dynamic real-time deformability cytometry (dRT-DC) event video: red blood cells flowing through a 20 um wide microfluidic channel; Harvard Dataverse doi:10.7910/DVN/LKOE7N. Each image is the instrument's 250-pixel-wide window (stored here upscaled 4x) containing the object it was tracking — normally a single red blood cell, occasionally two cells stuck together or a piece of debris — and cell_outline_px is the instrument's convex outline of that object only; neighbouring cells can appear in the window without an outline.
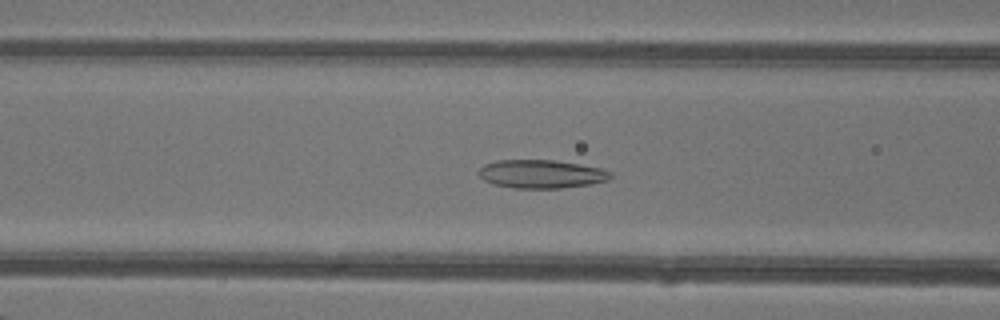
{"species": "common noctule bat (a hibernating species)", "species_latin": "Nyctalus noctula", "temperature_condition": "warm", "stored_images_in_passage": 48, "camera_frame_rate_fps": 3000, "um_per_image_px": 0.085, "animal": {"sex": "female"}, "frame": {"image": 1, "passage_image": 20, "time_ms": 6.333, "image_size_px": [1000, 320], "cell_outline_px": [[612, 176], [608, 180], [588, 184], [560, 188], [512, 188], [492, 184], [484, 180], [476, 172], [484, 164], [496, 160], [556, 160], [580, 164], [600, 168], [612, 172]], "centroid_in_image_um": [45.97, 14.78], "position_along_channel_um": 120.6, "area_um2": 21.91}}
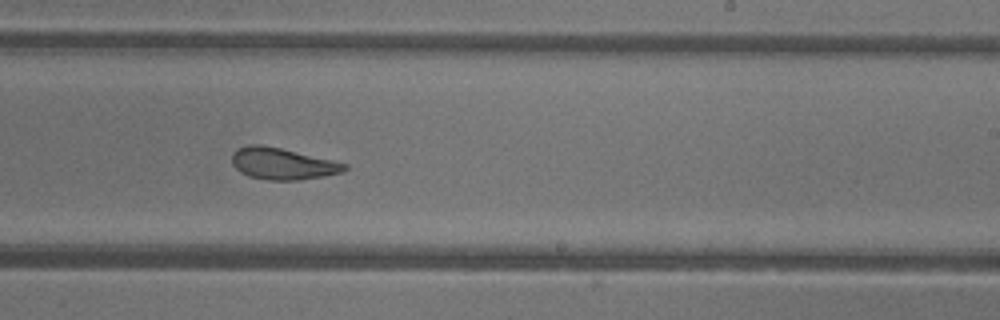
{"frame": {"image": 2, "passage_image": 30, "time_ms": 9.667, "image_size_px": [1000, 320], "cell_outline_px": [[348, 168], [344, 172], [324, 176], [300, 180], [268, 180], [248, 176], [240, 172], [232, 164], [232, 152], [236, 148], [248, 144], [260, 144], [280, 148], [332, 160], [348, 164]], "centroid_in_image_um": [23.99, 13.91], "position_along_channel_um": 265.0, "area_um2": 20.87}}
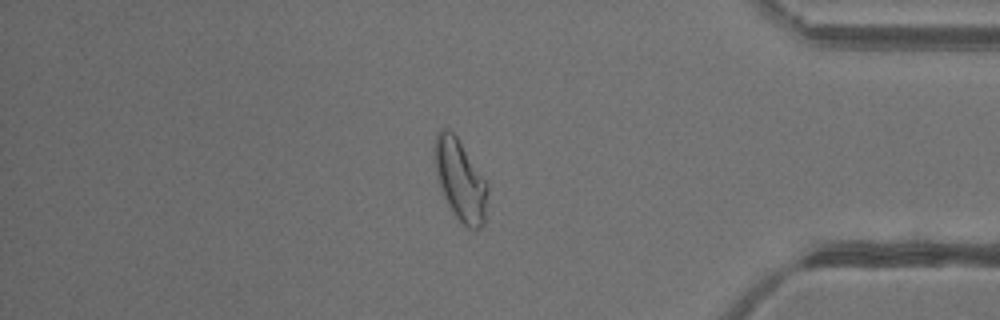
{"frame": {"image": 3, "passage_image": 41, "time_ms": 13.333, "image_size_px": [1000, 320], "cell_outline_px": [[488, 188], [484, 224], [480, 228], [472, 232], [456, 216], [448, 204], [440, 188], [436, 172], [432, 148], [436, 132], [440, 128], [448, 128], [456, 136], [488, 184]], "centroid_in_image_um": [39.1, 15.29], "position_along_channel_um": 396.1, "area_um2": 25.14}, "authors_computed_cell_mechanics": {"area_um2": 24.5939, "velocity_mm_per_s": 4.3408, "shape_relaxation_time_tau1_ms": null, "shape_relaxation_time_tau2_ms": 1.8621, "deformation_change_tau1": null, "deformation_change_tau2": 0.097}}